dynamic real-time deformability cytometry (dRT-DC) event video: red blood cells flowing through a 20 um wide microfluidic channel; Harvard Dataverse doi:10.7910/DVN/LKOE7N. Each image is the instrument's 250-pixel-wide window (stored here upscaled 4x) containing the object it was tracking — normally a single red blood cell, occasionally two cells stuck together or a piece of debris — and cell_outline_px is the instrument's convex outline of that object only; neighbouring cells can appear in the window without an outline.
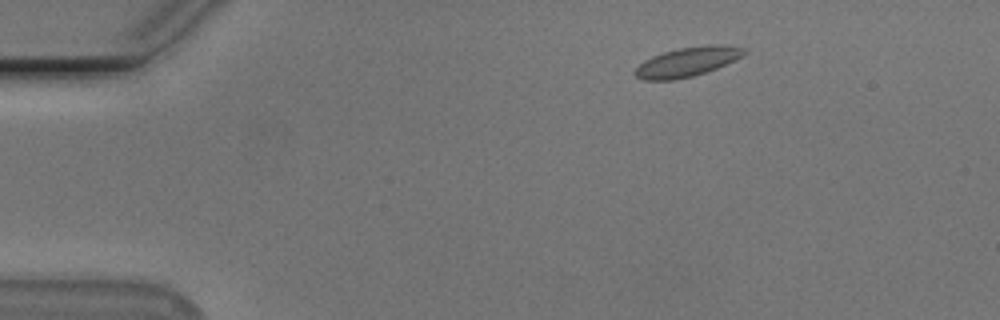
{"species": "Egyptian fruit bat (a non-hibernating species)", "species_latin": "Rousettus aegyptiacus", "temperature_condition": "cold", "stored_images_in_passage": 47, "camera_frame_rate_fps": 3000, "um_per_image_px": 0.085, "animal": {"sex": "male"}, "frame": {"image": 1, "passage_image": 1, "time_ms": 0.0, "image_size_px": [1000, 320], "cell_outline_px": [[748, 52], [716, 68], [692, 76], [672, 80], [644, 80], [636, 76], [636, 68], [644, 60], [652, 56], [664, 52], [680, 48], [708, 44], [720, 44], [744, 48]], "centroid_in_image_um": [58.4, 5.24], "position_along_channel_um": 26.6, "area_um2": 18.26}}
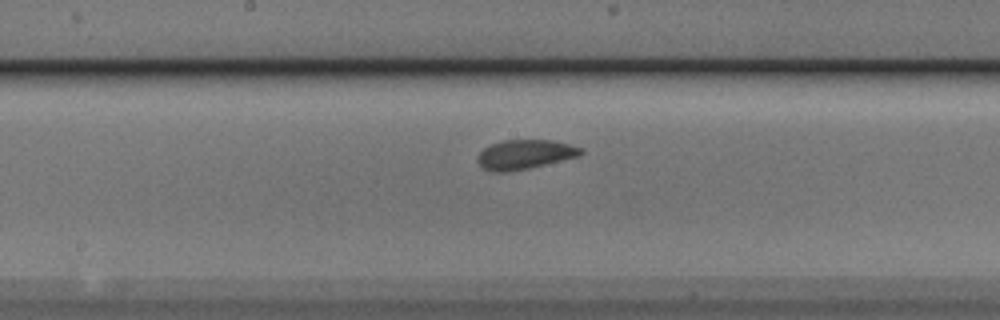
{"frame": {"image": 2, "passage_image": 21, "time_ms": 6.667, "image_size_px": [1000, 320], "cell_outline_px": [[584, 152], [580, 156], [528, 168], [508, 172], [492, 172], [484, 168], [476, 160], [476, 156], [484, 148], [492, 144], [504, 140], [552, 140], [584, 148]], "centroid_in_image_um": [44.62, 13.13], "position_along_channel_um": 203.6, "area_um2": 17.69}}
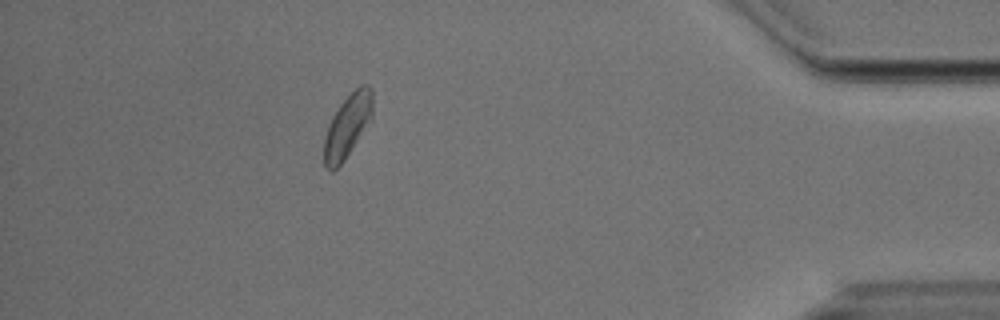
{"frame": {"image": 3, "passage_image": 41, "time_ms": 13.333, "image_size_px": [1000, 320], "cell_outline_px": [[372, 120], [344, 160], [332, 172], [324, 164], [324, 136], [332, 116], [340, 104], [360, 84], [368, 84], [372, 88]], "centroid_in_image_um": [29.55, 10.69], "position_along_channel_um": 405.6, "area_um2": 17.86}, "authors_computed_cell_mechanics": {"area_um2": 17.6868, "velocity_mm_per_s": 3.7427, "shape_relaxation_time_tau1_ms": null, "shape_relaxation_time_tau2_ms": 2.3097, "deformation_change_tau1": null, "deformation_change_tau2": 0.048}}